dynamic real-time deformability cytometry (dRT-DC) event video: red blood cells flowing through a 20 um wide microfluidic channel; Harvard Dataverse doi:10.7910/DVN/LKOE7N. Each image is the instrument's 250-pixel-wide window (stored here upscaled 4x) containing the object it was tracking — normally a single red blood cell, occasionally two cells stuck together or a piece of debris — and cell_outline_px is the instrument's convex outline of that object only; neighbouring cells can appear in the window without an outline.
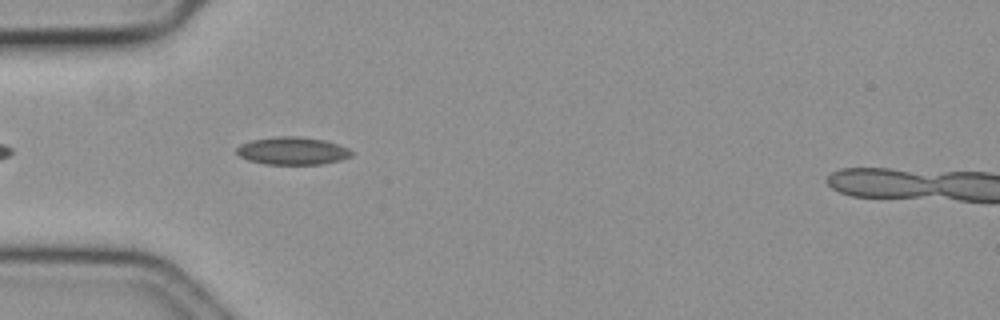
{"species": "common noctule bat (a hibernating species)", "species_latin": "Nyctalus noctula", "temperature_condition": "cold", "stored_images_in_passage": 7, "camera_frame_rate_fps": 3000, "um_per_image_px": 0.085, "animal": {"sex": "female", "body_mass_g": 19.3, "forearm_length_mm": 54.1}, "frame": {"image": 1, "passage_image": 4, "time_ms": 1.0, "image_size_px": [1000, 320], "cell_outline_px": [[352, 156], [340, 160], [320, 164], [264, 164], [248, 160], [240, 156], [236, 152], [236, 148], [240, 144], [252, 140], [276, 136], [296, 136], [324, 140], [348, 148], [352, 152]], "centroid_in_image_um": [24.83, 12.82], "position_along_channel_um": 60.2, "area_um2": 18.44}}